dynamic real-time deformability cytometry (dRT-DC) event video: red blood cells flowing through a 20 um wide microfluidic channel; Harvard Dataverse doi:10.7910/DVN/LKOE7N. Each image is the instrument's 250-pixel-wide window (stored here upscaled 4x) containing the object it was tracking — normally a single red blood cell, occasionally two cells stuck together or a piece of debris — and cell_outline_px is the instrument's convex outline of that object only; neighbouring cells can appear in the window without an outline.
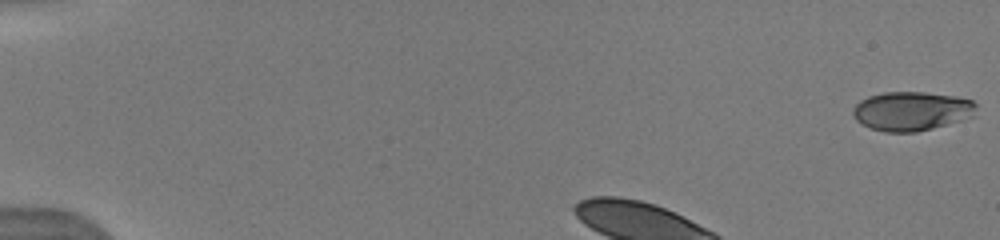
{"species": "human", "species_latin": "Homo sapiens", "temperature_condition": "warm", "stored_images_in_passage": 9, "camera_frame_rate_fps": 3000, "um_per_image_px": 0.085, "donor": {"sex": "male"}, "frame": {"image": 1, "passage_image": 1, "time_ms": 0.0, "image_size_px": [1000, 240], "cell_outline_px": [[976, 116], [932, 128], [916, 132], [884, 132], [872, 128], [856, 120], [852, 116], [852, 108], [860, 100], [868, 96], [884, 92], [924, 92], [956, 96], [972, 100], [976, 104]], "centroid_in_image_um": [77.49, 9.43], "position_along_channel_um": 7.5, "area_um2": 28.21}}